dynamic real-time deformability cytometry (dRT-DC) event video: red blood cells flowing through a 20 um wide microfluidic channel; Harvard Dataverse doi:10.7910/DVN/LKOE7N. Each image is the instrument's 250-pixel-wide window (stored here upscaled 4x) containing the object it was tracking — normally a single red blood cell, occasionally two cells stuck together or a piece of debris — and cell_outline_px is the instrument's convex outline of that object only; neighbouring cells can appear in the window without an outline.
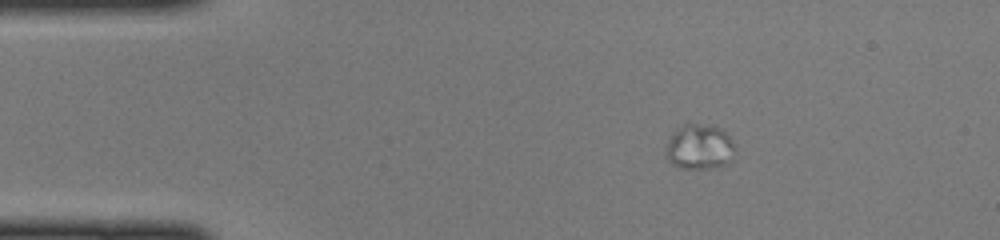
{"species": "common noctule bat (a hibernating species)", "species_latin": "Nyctalus noctula", "temperature_condition": "cold", "stored_images_in_passage": 42, "camera_frame_rate_fps": 3000, "um_per_image_px": 0.085, "animal": {"sex": "female", "body_mass_g": 22.0, "forearm_length_mm": 56.7}, "frame": {"image": 1, "passage_image": 1, "time_ms": 0.0, "image_size_px": [1000, 240], "cell_outline_px": [[732, 160], [728, 164], [708, 168], [680, 168], [672, 164], [668, 160], [668, 140], [676, 128], [688, 120], [712, 124], [720, 128], [728, 136], [732, 144]], "centroid_in_image_um": [59.43, 12.42], "position_along_channel_um": 25.6, "area_um2": 18.32}}
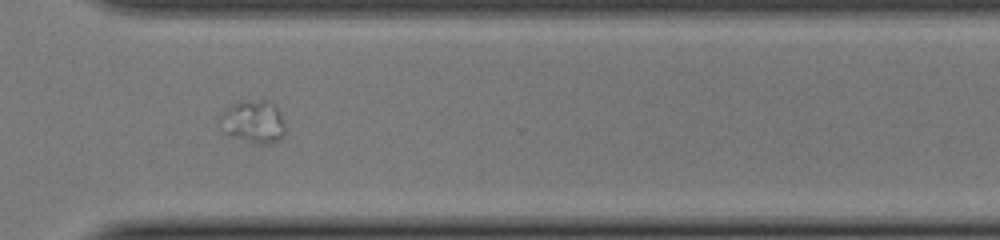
{"frame": {"image": 2, "passage_image": 29, "time_ms": 9.333, "image_size_px": [1000, 240], "cell_outline_px": [[284, 136], [280, 140], [268, 144], [252, 144], [232, 136], [224, 132], [220, 128], [220, 112], [232, 104], [240, 100], [268, 100], [276, 104], [280, 112], [284, 124]], "centroid_in_image_um": [21.53, 10.34], "position_along_channel_um": 349.1, "area_um2": 16.76}}
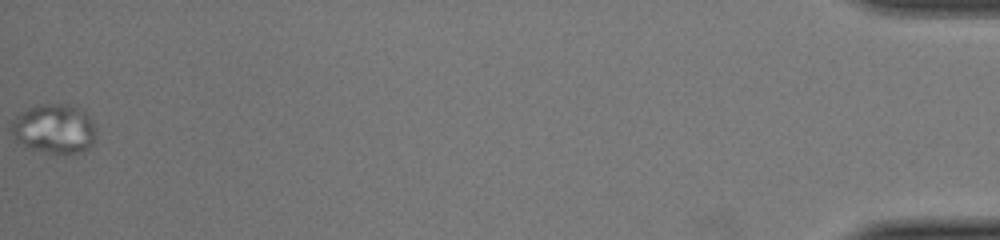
{"frame": {"image": 3, "passage_image": 42, "time_ms": 13.667, "image_size_px": [1000, 240], "cell_outline_px": [[96, 136], [88, 148], [80, 152], [44, 152], [28, 148], [16, 140], [12, 132], [12, 124], [16, 116], [28, 108], [40, 104], [72, 104], [84, 112], [92, 120], [96, 132]], "centroid_in_image_um": [4.61, 10.93], "position_along_channel_um": 430.6, "area_um2": 24.04}}